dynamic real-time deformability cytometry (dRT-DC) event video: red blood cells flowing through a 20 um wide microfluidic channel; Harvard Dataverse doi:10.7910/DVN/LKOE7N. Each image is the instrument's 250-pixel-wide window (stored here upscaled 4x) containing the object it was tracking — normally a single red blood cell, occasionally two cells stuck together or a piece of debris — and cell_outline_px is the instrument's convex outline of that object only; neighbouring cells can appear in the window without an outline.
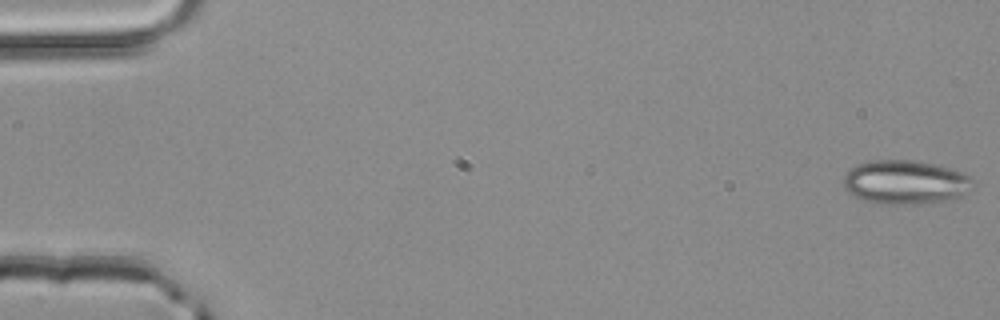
{"species": "common noctule bat (a hibernating species)", "species_latin": "Nyctalus noctula", "temperature_condition": "room temperature", "stored_images_in_passage": 4, "camera_frame_rate_fps": 3000, "um_per_image_px": 0.085, "animal": {"sex": "male", "body_mass_g": 20.4}, "frame": {"image": 1, "passage_image": 1, "time_ms": 0.0, "image_size_px": [1000, 320], "cell_outline_px": [[972, 180], [964, 192], [960, 196], [940, 200], [916, 204], [876, 204], [864, 200], [848, 192], [844, 188], [844, 176], [856, 164], [868, 160], [908, 160], [932, 164], [948, 168], [960, 172], [968, 176]], "centroid_in_image_um": [76.84, 15.48], "position_along_channel_um": 8.2, "area_um2": 32.37}}